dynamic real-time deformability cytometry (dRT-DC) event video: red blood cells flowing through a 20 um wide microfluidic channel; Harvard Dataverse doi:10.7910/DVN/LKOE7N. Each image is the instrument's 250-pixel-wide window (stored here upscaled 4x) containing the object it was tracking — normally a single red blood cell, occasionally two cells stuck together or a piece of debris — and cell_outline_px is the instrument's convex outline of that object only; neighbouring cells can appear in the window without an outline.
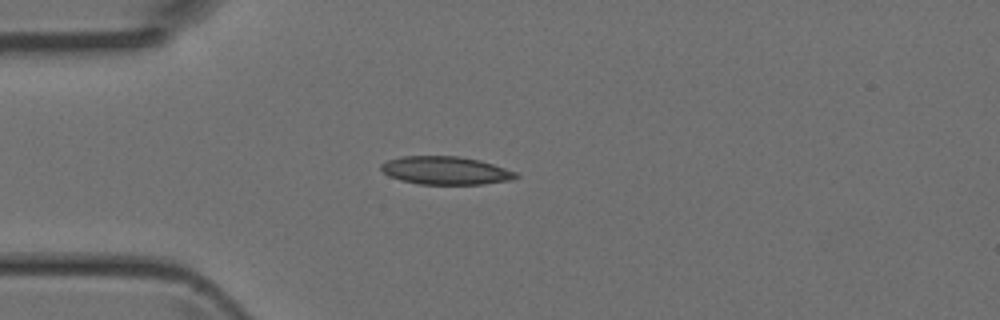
{"species": "Egyptian fruit bat (a non-hibernating species)", "species_latin": "Rousettus aegyptiacus", "temperature_condition": "room temperature", "stored_images_in_passage": 35, "camera_frame_rate_fps": 3000, "um_per_image_px": 0.085, "animal": {"sex": "female"}, "frame": {"image": 1, "passage_image": 1, "time_ms": 0.0, "image_size_px": [1000, 320], "cell_outline_px": [[520, 176], [512, 180], [484, 184], [420, 184], [400, 180], [388, 176], [380, 168], [380, 164], [388, 160], [400, 156], [456, 156], [480, 160], [516, 172]], "centroid_in_image_um": [37.86, 14.49], "position_along_channel_um": 47.1, "area_um2": 22.08}}
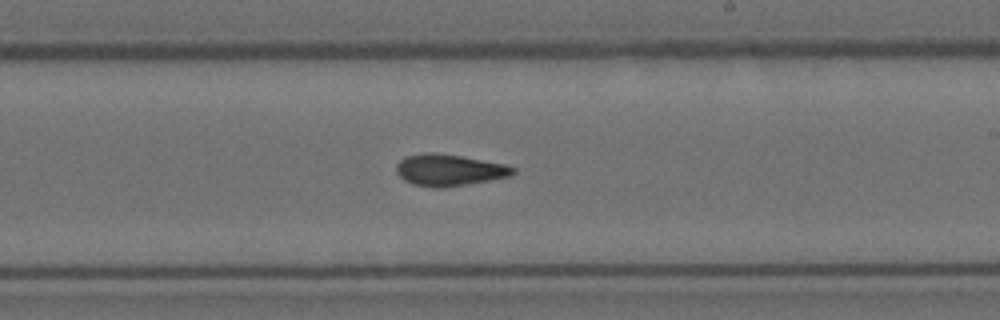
{"frame": {"image": 2, "passage_image": 16, "time_ms": 5.0, "image_size_px": [1000, 320], "cell_outline_px": [[516, 172], [512, 176], [464, 184], [436, 188], [412, 184], [404, 180], [396, 172], [396, 164], [400, 160], [408, 156], [424, 152], [432, 152], [460, 156], [504, 164], [516, 168]], "centroid_in_image_um": [38.16, 14.45], "position_along_channel_um": 250.8, "area_um2": 21.21}}
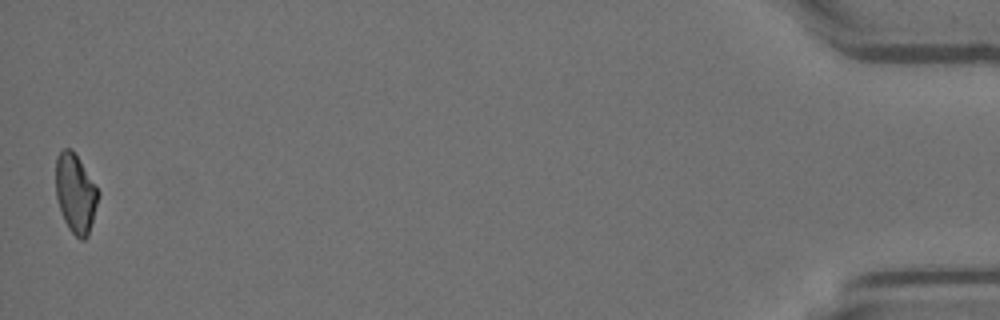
{"frame": {"image": 3, "passage_image": 35, "time_ms": 11.333, "image_size_px": [1000, 320], "cell_outline_px": [[100, 192], [88, 236], [84, 240], [80, 240], [68, 228], [64, 220], [56, 196], [56, 156], [64, 148], [68, 148], [76, 156]], "centroid_in_image_um": [6.41, 16.47], "position_along_channel_um": 428.8, "area_um2": 19.13}}